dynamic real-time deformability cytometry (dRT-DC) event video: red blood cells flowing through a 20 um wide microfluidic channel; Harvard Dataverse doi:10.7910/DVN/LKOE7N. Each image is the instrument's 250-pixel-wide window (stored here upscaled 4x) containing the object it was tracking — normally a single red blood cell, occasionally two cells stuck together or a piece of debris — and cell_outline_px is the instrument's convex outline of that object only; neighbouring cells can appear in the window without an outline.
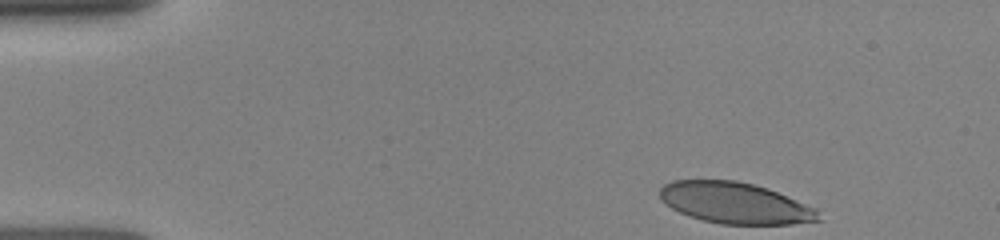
{"species": "human", "species_latin": "Homo sapiens", "temperature_condition": "room temperature", "stored_images_in_passage": 50, "camera_frame_rate_fps": 3000, "um_per_image_px": 0.085, "donor": {"sex": "female"}, "frame": {"image": 1, "passage_image": 1, "time_ms": 0.0, "image_size_px": [1000, 240], "cell_outline_px": [[824, 220], [792, 224], [720, 224], [688, 216], [672, 208], [660, 200], [660, 188], [664, 184], [672, 180], [736, 180], [752, 184], [776, 192], [816, 208]], "centroid_in_image_um": [62.47, 17.26], "position_along_channel_um": 22.5, "area_um2": 37.97}}
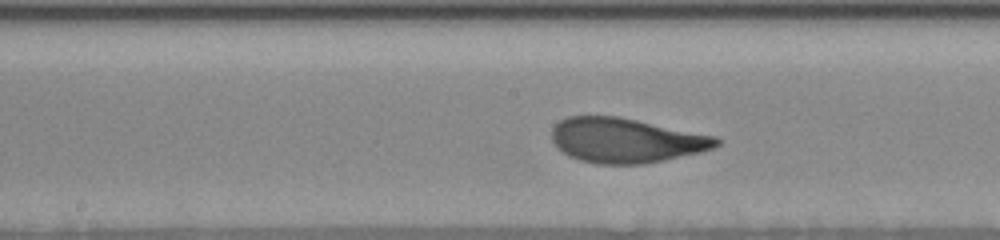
{"frame": {"image": 2, "passage_image": 26, "time_ms": 6.333, "image_size_px": [1000, 240], "cell_outline_px": [[720, 144], [712, 148], [700, 152], [664, 160], [644, 164], [596, 164], [580, 160], [568, 156], [552, 140], [552, 128], [560, 120], [568, 116], [616, 116], [716, 136], [720, 140]], "centroid_in_image_um": [53.2, 11.93], "position_along_channel_um": 195.0, "area_um2": 42.6}}
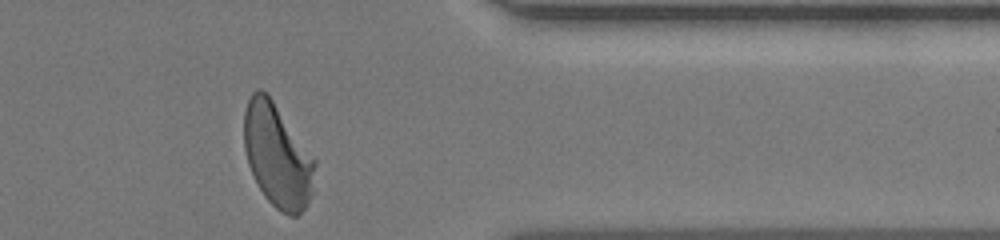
{"frame": {"image": 3, "passage_image": 49, "time_ms": 11.333, "image_size_px": [1000, 240], "cell_outline_px": [[316, 192], [308, 204], [296, 216], [288, 216], [280, 212], [264, 196], [248, 164], [244, 148], [244, 112], [248, 100], [252, 92], [256, 88], [260, 88], [268, 92], [316, 160]], "centroid_in_image_um": [23.62, 13.23], "position_along_channel_um": 387.8, "area_um2": 43.52}}